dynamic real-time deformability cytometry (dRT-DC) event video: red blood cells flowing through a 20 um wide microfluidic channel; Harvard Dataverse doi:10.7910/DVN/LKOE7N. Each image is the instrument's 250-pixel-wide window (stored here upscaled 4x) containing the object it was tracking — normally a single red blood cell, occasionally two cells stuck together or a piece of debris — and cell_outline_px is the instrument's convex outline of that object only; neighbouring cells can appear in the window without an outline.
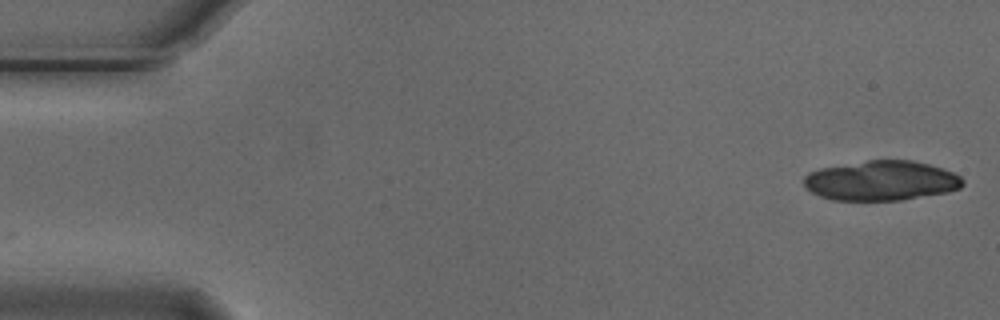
{"species": "Egyptian fruit bat (a non-hibernating species)", "species_latin": "Rousettus aegyptiacus", "temperature_condition": "cold", "stored_images_in_passage": 2, "camera_frame_rate_fps": 3000, "um_per_image_px": 0.085, "animal": {"sex": "male"}, "frame": {"image": 1, "passage_image": 2, "time_ms": 0.333, "image_size_px": [1000, 320], "cell_outline_px": [[964, 184], [960, 188], [948, 192], [900, 200], [832, 200], [820, 196], [812, 192], [804, 184], [804, 176], [820, 168], [868, 160], [912, 160], [928, 164], [952, 172], [960, 176], [964, 180]], "centroid_in_image_um": [74.92, 15.36], "position_along_channel_um": 10.1, "area_um2": 36.65}}